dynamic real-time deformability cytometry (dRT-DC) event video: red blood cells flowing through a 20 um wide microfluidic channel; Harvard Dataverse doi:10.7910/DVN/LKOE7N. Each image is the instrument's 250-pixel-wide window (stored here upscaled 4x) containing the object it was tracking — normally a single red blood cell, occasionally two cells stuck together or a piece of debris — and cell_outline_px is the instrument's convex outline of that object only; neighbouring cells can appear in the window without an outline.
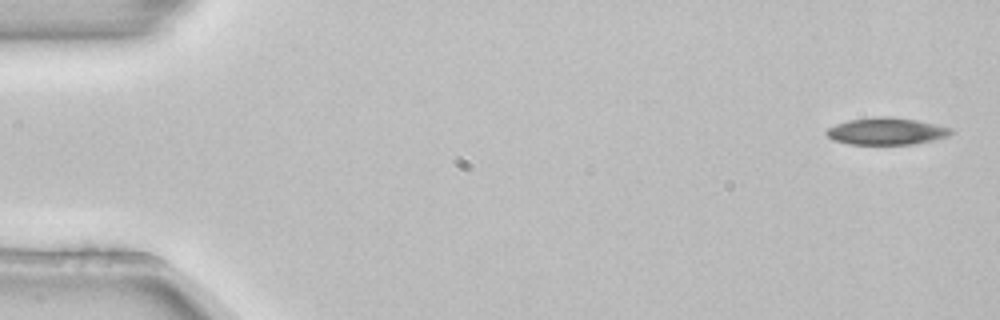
{"species": "common noctule bat (a hibernating species)", "species_latin": "Nyctalus noctula", "temperature_condition": "room temperature", "stored_images_in_passage": 5, "camera_frame_rate_fps": 3000, "um_per_image_px": 0.085, "animal": {"sex": "female", "body_mass_g": 22.7, "forearm_length_mm": 54.2}, "frame": {"image": 1, "passage_image": 1, "time_ms": 0.0, "image_size_px": [1000, 320], "cell_outline_px": [[956, 132], [948, 136], [916, 144], [848, 144], [832, 140], [824, 132], [828, 128], [836, 124], [848, 120], [876, 116], [888, 116], [916, 120], [952, 128]], "centroid_in_image_um": [75.34, 11.15], "position_along_channel_um": 9.7, "area_um2": 19.71}}
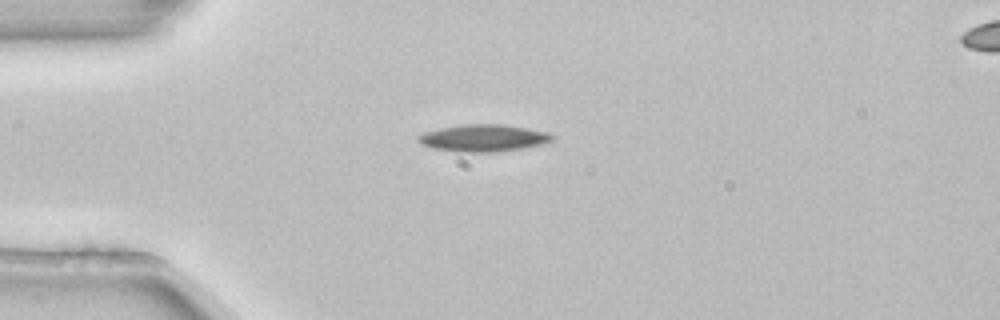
{"frame": {"image": 2, "passage_image": 4, "time_ms": 1.0, "image_size_px": [1000, 320], "cell_outline_px": [[556, 136], [552, 140], [544, 144], [524, 148], [500, 152], [460, 152], [432, 148], [420, 144], [416, 140], [416, 136], [424, 132], [440, 128], [460, 124], [500, 124], [548, 132]], "centroid_in_image_um": [41.07, 11.74], "position_along_channel_um": 43.9, "area_um2": 21.39}}